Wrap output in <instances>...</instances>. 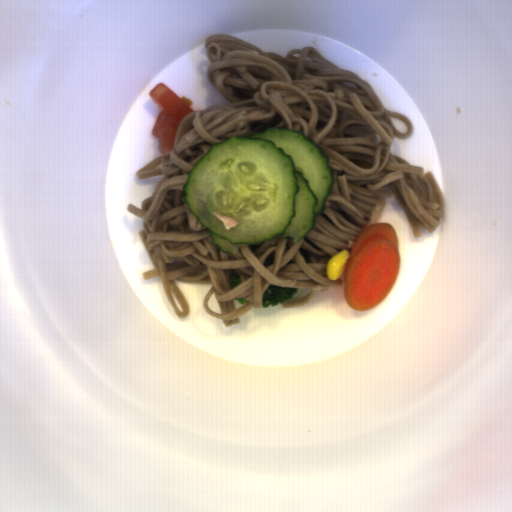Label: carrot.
Segmentation results:
<instances>
[{"instance_id":"b8716197","label":"carrot","mask_w":512,"mask_h":512,"mask_svg":"<svg viewBox=\"0 0 512 512\" xmlns=\"http://www.w3.org/2000/svg\"><path fill=\"white\" fill-rule=\"evenodd\" d=\"M401 267L397 232L389 222L368 225L355 239L344 274L343 294L355 311L373 310L390 294Z\"/></svg>"}]
</instances>
